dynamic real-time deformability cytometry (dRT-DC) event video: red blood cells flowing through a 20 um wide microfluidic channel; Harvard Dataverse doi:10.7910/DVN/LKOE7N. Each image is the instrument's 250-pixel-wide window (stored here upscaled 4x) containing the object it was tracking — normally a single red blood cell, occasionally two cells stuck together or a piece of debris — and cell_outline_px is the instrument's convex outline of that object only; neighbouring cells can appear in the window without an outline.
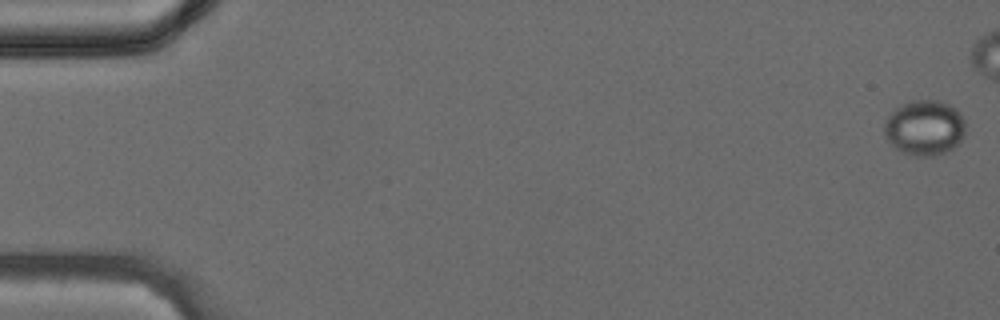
{"species": "common noctule bat (a hibernating species)", "species_latin": "Nyctalus noctula", "temperature_condition": "cold", "stored_images_in_passage": 33, "camera_frame_rate_fps": 3000, "um_per_image_px": 0.085, "animal": {"sex": "female", "body_mass_g": 24.6, "forearm_length_mm": 56.2}, "frame": {"image": 1, "passage_image": 1, "time_ms": 0.0, "image_size_px": [1000, 320], "cell_outline_px": [[964, 136], [952, 148], [944, 152], [932, 156], [916, 156], [904, 152], [896, 148], [888, 140], [884, 132], [884, 120], [900, 104], [912, 100], [936, 100], [948, 104], [956, 108], [960, 112], [964, 120]], "centroid_in_image_um": [78.58, 10.83], "position_along_channel_um": 6.4, "area_um2": 26.01}}
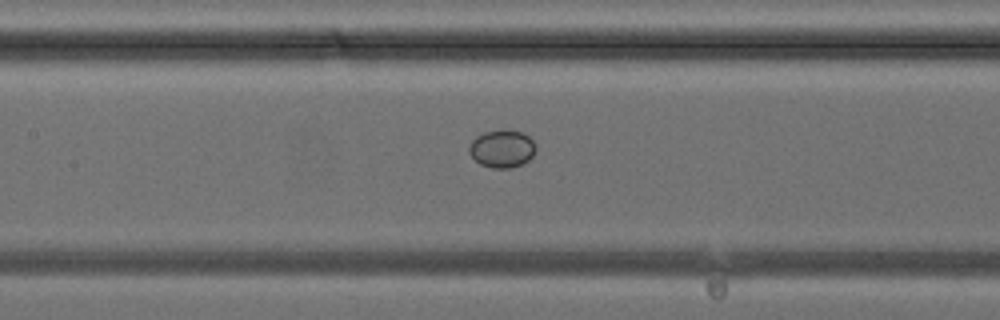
{"frame": {"image": 2, "passage_image": 19, "time_ms": 6.0, "image_size_px": [1000, 320], "cell_outline_px": [[536, 148], [532, 156], [524, 164], [512, 168], [492, 168], [480, 164], [468, 152], [468, 148], [472, 140], [476, 136], [484, 132], [500, 128], [508, 128], [524, 132], [536, 144]], "centroid_in_image_um": [42.68, 12.61], "position_along_channel_um": 164.7, "area_um2": 15.09}}
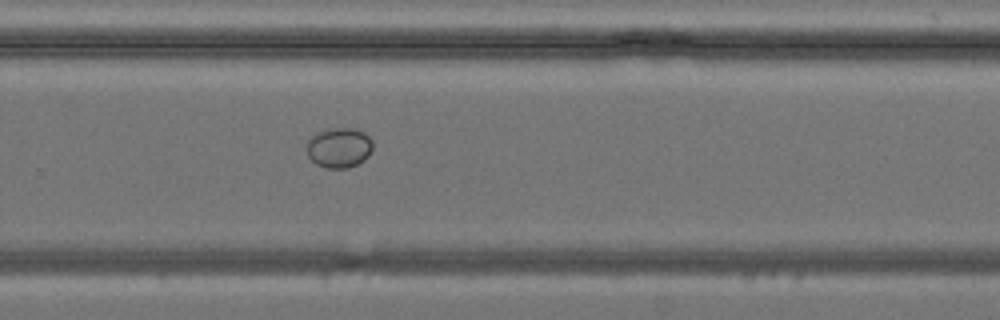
{"frame": {"image": 3, "passage_image": 27, "time_ms": 8.667, "image_size_px": [1000, 320], "cell_outline_px": [[372, 148], [368, 156], [364, 160], [348, 168], [324, 168], [316, 164], [308, 156], [308, 140], [312, 136], [320, 132], [336, 128], [356, 128], [364, 132], [372, 140]], "centroid_in_image_um": [28.85, 12.56], "position_along_channel_um": 301.0, "area_um2": 15.26}}